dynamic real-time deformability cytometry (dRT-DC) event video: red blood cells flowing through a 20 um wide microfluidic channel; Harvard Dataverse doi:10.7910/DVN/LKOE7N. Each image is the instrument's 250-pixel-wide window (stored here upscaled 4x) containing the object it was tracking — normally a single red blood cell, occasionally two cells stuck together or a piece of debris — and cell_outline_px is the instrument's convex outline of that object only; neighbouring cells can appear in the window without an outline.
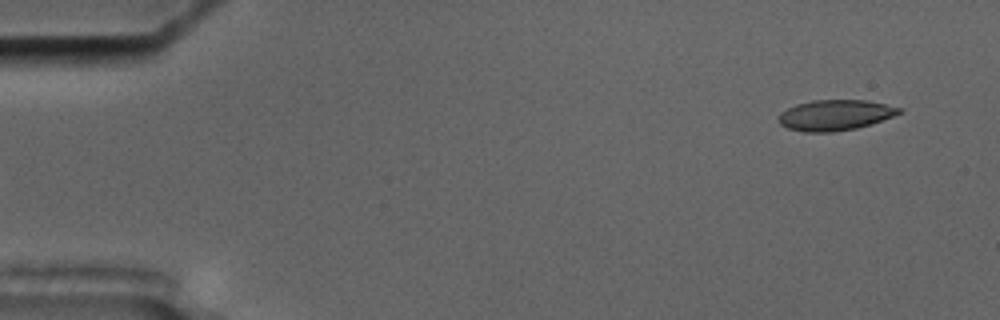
{"species": "common noctule bat (a hibernating species)", "species_latin": "Nyctalus noctula", "temperature_condition": "cold", "stored_images_in_passage": 6, "segment_of_instrument_passage": [2, 2], "camera_frame_rate_fps": 3000, "um_per_image_px": 0.085, "animal": {"sex": "male", "body_mass_g": 17.5, "forearm_length_mm": 52.3}, "frame": {"image": 1, "passage_image": 6, "time_ms": 7.0, "image_size_px": [1000, 320], "cell_outline_px": [[904, 108], [900, 112], [892, 116], [872, 124], [856, 128], [832, 132], [804, 132], [788, 128], [780, 124], [776, 120], [780, 112], [796, 104], [812, 100], [868, 100]], "centroid_in_image_um": [70.96, 9.78], "position_along_channel_um": 14.0, "area_um2": 21.62}}